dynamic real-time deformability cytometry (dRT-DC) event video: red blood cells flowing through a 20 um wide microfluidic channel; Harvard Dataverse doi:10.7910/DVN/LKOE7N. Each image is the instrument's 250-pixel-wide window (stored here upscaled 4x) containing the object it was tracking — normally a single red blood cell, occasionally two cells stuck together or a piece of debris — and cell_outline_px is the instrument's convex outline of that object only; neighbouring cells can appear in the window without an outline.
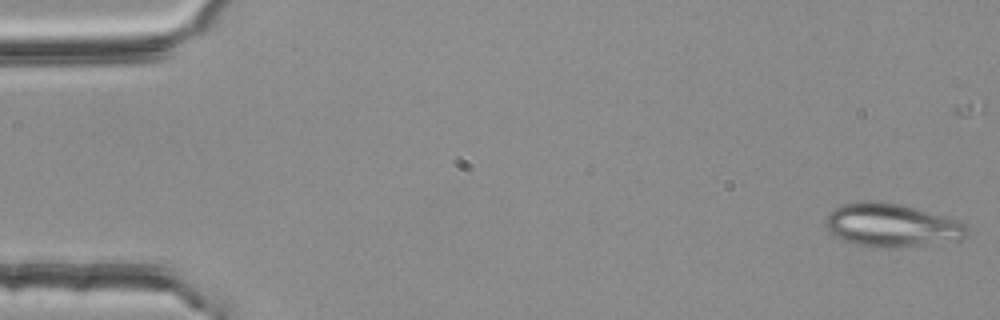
{"species": "common noctule bat (a hibernating species)", "species_latin": "Nyctalus noctula", "temperature_condition": "room temperature", "stored_images_in_passage": 4, "camera_frame_rate_fps": 3000, "um_per_image_px": 0.085, "animal": {"sex": "female", "body_mass_g": 25.1}, "frame": {"image": 1, "passage_image": 1, "time_ms": 0.0, "image_size_px": [1000, 320], "cell_outline_px": [[968, 236], [960, 240], [900, 248], [876, 248], [856, 244], [844, 240], [836, 236], [824, 224], [824, 220], [836, 208], [844, 204], [856, 200], [876, 200], [900, 204], [952, 220], [964, 224], [968, 232]], "centroid_in_image_um": [75.75, 19.16], "position_along_channel_um": 9.3, "area_um2": 35.37}}